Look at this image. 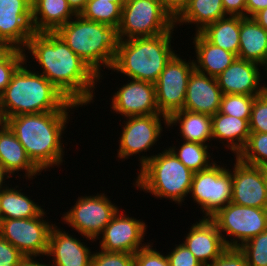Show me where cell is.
<instances>
[{"label":"cell","instance_id":"22","mask_svg":"<svg viewBox=\"0 0 267 266\" xmlns=\"http://www.w3.org/2000/svg\"><path fill=\"white\" fill-rule=\"evenodd\" d=\"M0 163L11 176L15 172L24 170L26 180L27 178L33 179L42 172L31 161L23 145L8 125L0 129Z\"/></svg>","mask_w":267,"mask_h":266},{"label":"cell","instance_id":"43","mask_svg":"<svg viewBox=\"0 0 267 266\" xmlns=\"http://www.w3.org/2000/svg\"><path fill=\"white\" fill-rule=\"evenodd\" d=\"M163 9L175 21L187 8L190 0H159Z\"/></svg>","mask_w":267,"mask_h":266},{"label":"cell","instance_id":"19","mask_svg":"<svg viewBox=\"0 0 267 266\" xmlns=\"http://www.w3.org/2000/svg\"><path fill=\"white\" fill-rule=\"evenodd\" d=\"M184 238L182 243L203 266H209L227 249L217 225L211 218H202L193 223Z\"/></svg>","mask_w":267,"mask_h":266},{"label":"cell","instance_id":"5","mask_svg":"<svg viewBox=\"0 0 267 266\" xmlns=\"http://www.w3.org/2000/svg\"><path fill=\"white\" fill-rule=\"evenodd\" d=\"M174 28L152 37L121 40L111 70L130 79L155 83L175 55L171 48Z\"/></svg>","mask_w":267,"mask_h":266},{"label":"cell","instance_id":"39","mask_svg":"<svg viewBox=\"0 0 267 266\" xmlns=\"http://www.w3.org/2000/svg\"><path fill=\"white\" fill-rule=\"evenodd\" d=\"M149 242L134 254V266H170L166 255L153 249Z\"/></svg>","mask_w":267,"mask_h":266},{"label":"cell","instance_id":"6","mask_svg":"<svg viewBox=\"0 0 267 266\" xmlns=\"http://www.w3.org/2000/svg\"><path fill=\"white\" fill-rule=\"evenodd\" d=\"M140 172L135 187L151 193L156 198H165L180 204L190 194L194 172L188 169L169 149L162 153L139 157Z\"/></svg>","mask_w":267,"mask_h":266},{"label":"cell","instance_id":"21","mask_svg":"<svg viewBox=\"0 0 267 266\" xmlns=\"http://www.w3.org/2000/svg\"><path fill=\"white\" fill-rule=\"evenodd\" d=\"M84 244L55 224L50 231L46 253L52 256L51 266H91L93 252Z\"/></svg>","mask_w":267,"mask_h":266},{"label":"cell","instance_id":"53","mask_svg":"<svg viewBox=\"0 0 267 266\" xmlns=\"http://www.w3.org/2000/svg\"><path fill=\"white\" fill-rule=\"evenodd\" d=\"M105 1H110L113 3H125V0H105Z\"/></svg>","mask_w":267,"mask_h":266},{"label":"cell","instance_id":"26","mask_svg":"<svg viewBox=\"0 0 267 266\" xmlns=\"http://www.w3.org/2000/svg\"><path fill=\"white\" fill-rule=\"evenodd\" d=\"M212 117V137L222 141L237 156L246 145L249 135V122L219 111ZM226 141V144L224 142Z\"/></svg>","mask_w":267,"mask_h":266},{"label":"cell","instance_id":"52","mask_svg":"<svg viewBox=\"0 0 267 266\" xmlns=\"http://www.w3.org/2000/svg\"><path fill=\"white\" fill-rule=\"evenodd\" d=\"M263 180H264L265 189L267 192V167H263Z\"/></svg>","mask_w":267,"mask_h":266},{"label":"cell","instance_id":"37","mask_svg":"<svg viewBox=\"0 0 267 266\" xmlns=\"http://www.w3.org/2000/svg\"><path fill=\"white\" fill-rule=\"evenodd\" d=\"M250 132L267 133V90L255 100L249 121Z\"/></svg>","mask_w":267,"mask_h":266},{"label":"cell","instance_id":"36","mask_svg":"<svg viewBox=\"0 0 267 266\" xmlns=\"http://www.w3.org/2000/svg\"><path fill=\"white\" fill-rule=\"evenodd\" d=\"M26 51L12 49L2 60H0V95L10 83L13 74L23 64L27 65Z\"/></svg>","mask_w":267,"mask_h":266},{"label":"cell","instance_id":"41","mask_svg":"<svg viewBox=\"0 0 267 266\" xmlns=\"http://www.w3.org/2000/svg\"><path fill=\"white\" fill-rule=\"evenodd\" d=\"M25 256L0 236V266H18Z\"/></svg>","mask_w":267,"mask_h":266},{"label":"cell","instance_id":"7","mask_svg":"<svg viewBox=\"0 0 267 266\" xmlns=\"http://www.w3.org/2000/svg\"><path fill=\"white\" fill-rule=\"evenodd\" d=\"M175 28V21L159 0H133L122 7L118 26L120 40L152 37Z\"/></svg>","mask_w":267,"mask_h":266},{"label":"cell","instance_id":"16","mask_svg":"<svg viewBox=\"0 0 267 266\" xmlns=\"http://www.w3.org/2000/svg\"><path fill=\"white\" fill-rule=\"evenodd\" d=\"M113 94L112 106L116 114L122 116H139L160 114L156 102L155 84L131 79Z\"/></svg>","mask_w":267,"mask_h":266},{"label":"cell","instance_id":"15","mask_svg":"<svg viewBox=\"0 0 267 266\" xmlns=\"http://www.w3.org/2000/svg\"><path fill=\"white\" fill-rule=\"evenodd\" d=\"M119 211L104 228L100 238V249L107 252H127L135 254L145 247L143 244L147 225L143 220L126 216Z\"/></svg>","mask_w":267,"mask_h":266},{"label":"cell","instance_id":"40","mask_svg":"<svg viewBox=\"0 0 267 266\" xmlns=\"http://www.w3.org/2000/svg\"><path fill=\"white\" fill-rule=\"evenodd\" d=\"M170 266H203L192 252L183 244L175 245V248L166 254Z\"/></svg>","mask_w":267,"mask_h":266},{"label":"cell","instance_id":"34","mask_svg":"<svg viewBox=\"0 0 267 266\" xmlns=\"http://www.w3.org/2000/svg\"><path fill=\"white\" fill-rule=\"evenodd\" d=\"M255 97L240 94L222 95L219 112L240 119H246L249 122Z\"/></svg>","mask_w":267,"mask_h":266},{"label":"cell","instance_id":"33","mask_svg":"<svg viewBox=\"0 0 267 266\" xmlns=\"http://www.w3.org/2000/svg\"><path fill=\"white\" fill-rule=\"evenodd\" d=\"M236 157L249 165L267 167V133L250 132L246 145Z\"/></svg>","mask_w":267,"mask_h":266},{"label":"cell","instance_id":"38","mask_svg":"<svg viewBox=\"0 0 267 266\" xmlns=\"http://www.w3.org/2000/svg\"><path fill=\"white\" fill-rule=\"evenodd\" d=\"M91 266H134V254L101 249L99 252H93Z\"/></svg>","mask_w":267,"mask_h":266},{"label":"cell","instance_id":"49","mask_svg":"<svg viewBox=\"0 0 267 266\" xmlns=\"http://www.w3.org/2000/svg\"><path fill=\"white\" fill-rule=\"evenodd\" d=\"M11 178V175L6 171V169L4 168V166L0 163V190L8 187L5 184V180ZM4 181V182H3ZM4 183V184H3ZM5 185V186H3ZM3 186V187H2Z\"/></svg>","mask_w":267,"mask_h":266},{"label":"cell","instance_id":"45","mask_svg":"<svg viewBox=\"0 0 267 266\" xmlns=\"http://www.w3.org/2000/svg\"><path fill=\"white\" fill-rule=\"evenodd\" d=\"M265 8H267V0H246V17L252 18Z\"/></svg>","mask_w":267,"mask_h":266},{"label":"cell","instance_id":"20","mask_svg":"<svg viewBox=\"0 0 267 266\" xmlns=\"http://www.w3.org/2000/svg\"><path fill=\"white\" fill-rule=\"evenodd\" d=\"M222 95L216 77L194 69L187 83L183 109L213 116L220 109Z\"/></svg>","mask_w":267,"mask_h":266},{"label":"cell","instance_id":"13","mask_svg":"<svg viewBox=\"0 0 267 266\" xmlns=\"http://www.w3.org/2000/svg\"><path fill=\"white\" fill-rule=\"evenodd\" d=\"M160 119L164 120L165 126H168V117L163 114L126 117V122L122 126V134H120L121 138H119L117 157L123 161L134 154L138 153L140 156L141 152L150 150L163 132Z\"/></svg>","mask_w":267,"mask_h":266},{"label":"cell","instance_id":"23","mask_svg":"<svg viewBox=\"0 0 267 266\" xmlns=\"http://www.w3.org/2000/svg\"><path fill=\"white\" fill-rule=\"evenodd\" d=\"M76 15L67 0H32L33 32H56Z\"/></svg>","mask_w":267,"mask_h":266},{"label":"cell","instance_id":"4","mask_svg":"<svg viewBox=\"0 0 267 266\" xmlns=\"http://www.w3.org/2000/svg\"><path fill=\"white\" fill-rule=\"evenodd\" d=\"M56 33L99 76V82L102 77L100 68L111 70L121 41L118 27L76 15Z\"/></svg>","mask_w":267,"mask_h":266},{"label":"cell","instance_id":"47","mask_svg":"<svg viewBox=\"0 0 267 266\" xmlns=\"http://www.w3.org/2000/svg\"><path fill=\"white\" fill-rule=\"evenodd\" d=\"M252 18L267 31V8L257 12Z\"/></svg>","mask_w":267,"mask_h":266},{"label":"cell","instance_id":"50","mask_svg":"<svg viewBox=\"0 0 267 266\" xmlns=\"http://www.w3.org/2000/svg\"><path fill=\"white\" fill-rule=\"evenodd\" d=\"M13 48L5 41L0 40V60H2Z\"/></svg>","mask_w":267,"mask_h":266},{"label":"cell","instance_id":"42","mask_svg":"<svg viewBox=\"0 0 267 266\" xmlns=\"http://www.w3.org/2000/svg\"><path fill=\"white\" fill-rule=\"evenodd\" d=\"M209 266H249V264L239 248H227Z\"/></svg>","mask_w":267,"mask_h":266},{"label":"cell","instance_id":"14","mask_svg":"<svg viewBox=\"0 0 267 266\" xmlns=\"http://www.w3.org/2000/svg\"><path fill=\"white\" fill-rule=\"evenodd\" d=\"M33 33L32 0H0V40L24 51Z\"/></svg>","mask_w":267,"mask_h":266},{"label":"cell","instance_id":"12","mask_svg":"<svg viewBox=\"0 0 267 266\" xmlns=\"http://www.w3.org/2000/svg\"><path fill=\"white\" fill-rule=\"evenodd\" d=\"M184 60L176 53L154 83L159 113L166 117L183 110L189 76L195 69L194 60Z\"/></svg>","mask_w":267,"mask_h":266},{"label":"cell","instance_id":"18","mask_svg":"<svg viewBox=\"0 0 267 266\" xmlns=\"http://www.w3.org/2000/svg\"><path fill=\"white\" fill-rule=\"evenodd\" d=\"M261 66L258 63L236 58L217 77V83L223 95L240 94L259 96L267 90L266 83L260 85ZM261 79V80H260Z\"/></svg>","mask_w":267,"mask_h":266},{"label":"cell","instance_id":"8","mask_svg":"<svg viewBox=\"0 0 267 266\" xmlns=\"http://www.w3.org/2000/svg\"><path fill=\"white\" fill-rule=\"evenodd\" d=\"M227 248H239L247 240L267 230V209L229 203L211 217ZM231 241L227 240L225 235ZM233 236V237H232Z\"/></svg>","mask_w":267,"mask_h":266},{"label":"cell","instance_id":"3","mask_svg":"<svg viewBox=\"0 0 267 266\" xmlns=\"http://www.w3.org/2000/svg\"><path fill=\"white\" fill-rule=\"evenodd\" d=\"M24 63L13 74L4 92L0 95L5 115L8 118L20 114L50 111H71L81 107L71 102L39 71H31Z\"/></svg>","mask_w":267,"mask_h":266},{"label":"cell","instance_id":"32","mask_svg":"<svg viewBox=\"0 0 267 266\" xmlns=\"http://www.w3.org/2000/svg\"><path fill=\"white\" fill-rule=\"evenodd\" d=\"M123 5L124 3H113L105 0H89L79 15L89 21L118 27Z\"/></svg>","mask_w":267,"mask_h":266},{"label":"cell","instance_id":"51","mask_svg":"<svg viewBox=\"0 0 267 266\" xmlns=\"http://www.w3.org/2000/svg\"><path fill=\"white\" fill-rule=\"evenodd\" d=\"M8 119L5 115L3 104L1 102V96H0V129H3L7 126Z\"/></svg>","mask_w":267,"mask_h":266},{"label":"cell","instance_id":"44","mask_svg":"<svg viewBox=\"0 0 267 266\" xmlns=\"http://www.w3.org/2000/svg\"><path fill=\"white\" fill-rule=\"evenodd\" d=\"M222 4L227 16L246 17V0H222Z\"/></svg>","mask_w":267,"mask_h":266},{"label":"cell","instance_id":"29","mask_svg":"<svg viewBox=\"0 0 267 266\" xmlns=\"http://www.w3.org/2000/svg\"><path fill=\"white\" fill-rule=\"evenodd\" d=\"M9 186L0 190V214L3 219L34 218L44 209L21 190Z\"/></svg>","mask_w":267,"mask_h":266},{"label":"cell","instance_id":"17","mask_svg":"<svg viewBox=\"0 0 267 266\" xmlns=\"http://www.w3.org/2000/svg\"><path fill=\"white\" fill-rule=\"evenodd\" d=\"M232 172L231 202L248 207L267 209V192L263 180V167L249 165L238 157Z\"/></svg>","mask_w":267,"mask_h":266},{"label":"cell","instance_id":"24","mask_svg":"<svg viewBox=\"0 0 267 266\" xmlns=\"http://www.w3.org/2000/svg\"><path fill=\"white\" fill-rule=\"evenodd\" d=\"M239 40L237 58L258 63L267 71V31L253 18L241 17Z\"/></svg>","mask_w":267,"mask_h":266},{"label":"cell","instance_id":"31","mask_svg":"<svg viewBox=\"0 0 267 266\" xmlns=\"http://www.w3.org/2000/svg\"><path fill=\"white\" fill-rule=\"evenodd\" d=\"M182 143L180 147L174 146L169 149L192 172L205 170L215 163V161L211 160L212 162H210L209 160L211 157L208 153L209 145L186 141Z\"/></svg>","mask_w":267,"mask_h":266},{"label":"cell","instance_id":"10","mask_svg":"<svg viewBox=\"0 0 267 266\" xmlns=\"http://www.w3.org/2000/svg\"><path fill=\"white\" fill-rule=\"evenodd\" d=\"M119 211L104 193L78 197L72 209L62 215V221L88 240L96 241ZM99 236V237H98Z\"/></svg>","mask_w":267,"mask_h":266},{"label":"cell","instance_id":"30","mask_svg":"<svg viewBox=\"0 0 267 266\" xmlns=\"http://www.w3.org/2000/svg\"><path fill=\"white\" fill-rule=\"evenodd\" d=\"M227 17L222 0H190L187 8L175 20V27L180 23L197 24L196 33L206 26Z\"/></svg>","mask_w":267,"mask_h":266},{"label":"cell","instance_id":"46","mask_svg":"<svg viewBox=\"0 0 267 266\" xmlns=\"http://www.w3.org/2000/svg\"><path fill=\"white\" fill-rule=\"evenodd\" d=\"M89 0H67L72 10L79 15L87 5Z\"/></svg>","mask_w":267,"mask_h":266},{"label":"cell","instance_id":"2","mask_svg":"<svg viewBox=\"0 0 267 266\" xmlns=\"http://www.w3.org/2000/svg\"><path fill=\"white\" fill-rule=\"evenodd\" d=\"M68 113L50 111L8 118L7 125L23 145L31 161L41 171L62 165L64 161L62 133L70 119Z\"/></svg>","mask_w":267,"mask_h":266},{"label":"cell","instance_id":"25","mask_svg":"<svg viewBox=\"0 0 267 266\" xmlns=\"http://www.w3.org/2000/svg\"><path fill=\"white\" fill-rule=\"evenodd\" d=\"M193 38L197 59L193 61L194 68L200 73L217 77L237 58L234 53L207 41L200 33H195Z\"/></svg>","mask_w":267,"mask_h":266},{"label":"cell","instance_id":"1","mask_svg":"<svg viewBox=\"0 0 267 266\" xmlns=\"http://www.w3.org/2000/svg\"><path fill=\"white\" fill-rule=\"evenodd\" d=\"M25 50L38 62L41 74L71 102L81 107L93 102L99 76L56 32H34Z\"/></svg>","mask_w":267,"mask_h":266},{"label":"cell","instance_id":"27","mask_svg":"<svg viewBox=\"0 0 267 266\" xmlns=\"http://www.w3.org/2000/svg\"><path fill=\"white\" fill-rule=\"evenodd\" d=\"M179 124L181 138L186 142H205L213 140L212 117L208 114L179 110L168 117V126Z\"/></svg>","mask_w":267,"mask_h":266},{"label":"cell","instance_id":"48","mask_svg":"<svg viewBox=\"0 0 267 266\" xmlns=\"http://www.w3.org/2000/svg\"><path fill=\"white\" fill-rule=\"evenodd\" d=\"M35 258V256L25 257L18 266H50V263H40Z\"/></svg>","mask_w":267,"mask_h":266},{"label":"cell","instance_id":"11","mask_svg":"<svg viewBox=\"0 0 267 266\" xmlns=\"http://www.w3.org/2000/svg\"><path fill=\"white\" fill-rule=\"evenodd\" d=\"M45 213L44 210L34 218L0 220V236L25 257L46 256L50 231L55 224L45 220Z\"/></svg>","mask_w":267,"mask_h":266},{"label":"cell","instance_id":"9","mask_svg":"<svg viewBox=\"0 0 267 266\" xmlns=\"http://www.w3.org/2000/svg\"><path fill=\"white\" fill-rule=\"evenodd\" d=\"M224 167L215 161L209 168L193 174L190 193L198 207L201 205L203 218H211L231 203L232 172Z\"/></svg>","mask_w":267,"mask_h":266},{"label":"cell","instance_id":"28","mask_svg":"<svg viewBox=\"0 0 267 266\" xmlns=\"http://www.w3.org/2000/svg\"><path fill=\"white\" fill-rule=\"evenodd\" d=\"M240 16H227L206 26L199 33L210 43L238 56Z\"/></svg>","mask_w":267,"mask_h":266},{"label":"cell","instance_id":"35","mask_svg":"<svg viewBox=\"0 0 267 266\" xmlns=\"http://www.w3.org/2000/svg\"><path fill=\"white\" fill-rule=\"evenodd\" d=\"M239 250L249 266H267V230L247 240Z\"/></svg>","mask_w":267,"mask_h":266}]
</instances>
